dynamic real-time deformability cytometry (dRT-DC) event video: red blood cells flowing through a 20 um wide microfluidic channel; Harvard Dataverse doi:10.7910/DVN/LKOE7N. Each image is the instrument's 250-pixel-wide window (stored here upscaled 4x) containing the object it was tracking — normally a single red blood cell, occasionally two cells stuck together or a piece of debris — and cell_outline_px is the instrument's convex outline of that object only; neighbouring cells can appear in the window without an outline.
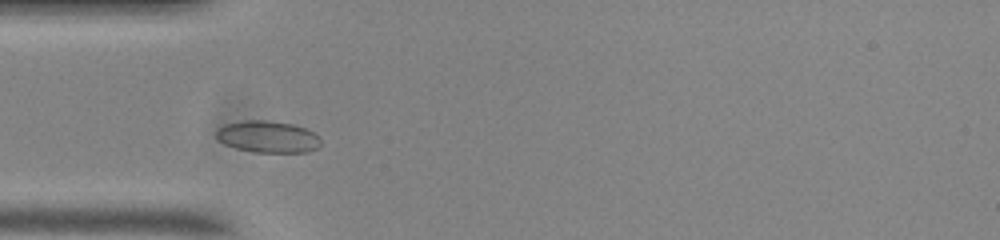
{"species": "common noctule bat (a hibernating species)", "species_latin": "Nyctalus noctula", "temperature_condition": "room temperature", "stored_images_in_passage": 47, "camera_frame_rate_fps": 3000, "um_per_image_px": 0.085, "animal": {"sex": "male", "body_mass_g": 20.0, "forearm_length_mm": 53.3}, "frame": {"image": 1, "passage_image": 8, "time_ms": 2.333, "image_size_px": [1000, 240], "cell_outline_px": [[320, 144], [316, 148], [308, 152], [256, 152], [236, 148], [224, 144], [216, 136], [216, 132], [224, 124], [244, 120], [264, 120], [292, 124], [304, 128], [320, 136]], "centroid_in_image_um": [22.76, 11.62], "position_along_channel_um": 62.2, "area_um2": 19.19}}
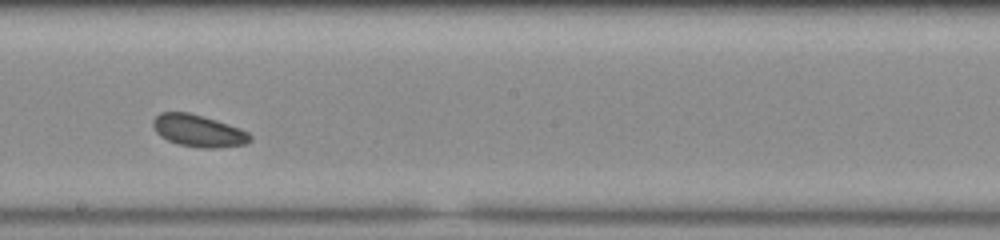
{"frame": {"image": 2, "passage_image": 22, "time_ms": 7.0, "image_size_px": [1000, 240], "cell_outline_px": [[252, 140], [244, 144], [216, 148], [200, 148], [176, 144], [160, 136], [156, 132], [152, 124], [152, 120], [160, 112], [188, 112], [216, 120], [240, 128], [248, 132], [252, 136]], "centroid_in_image_um": [16.85, 11.12], "position_along_channel_um": 231.4, "area_um2": 18.21}}
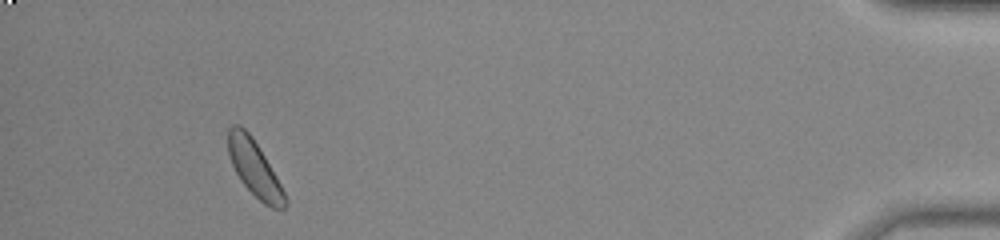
{"frame": {"image": 3, "passage_image": 43, "time_ms": 14.0, "image_size_px": [1000, 240], "cell_outline_px": [[288, 204], [284, 208], [272, 208], [264, 204], [240, 180], [232, 164], [228, 152], [228, 128], [232, 124], [240, 124], [252, 136], [264, 156], [280, 184], [288, 200]], "centroid_in_image_um": [21.62, 14.28], "position_along_channel_um": 413.6, "area_um2": 18.21}}